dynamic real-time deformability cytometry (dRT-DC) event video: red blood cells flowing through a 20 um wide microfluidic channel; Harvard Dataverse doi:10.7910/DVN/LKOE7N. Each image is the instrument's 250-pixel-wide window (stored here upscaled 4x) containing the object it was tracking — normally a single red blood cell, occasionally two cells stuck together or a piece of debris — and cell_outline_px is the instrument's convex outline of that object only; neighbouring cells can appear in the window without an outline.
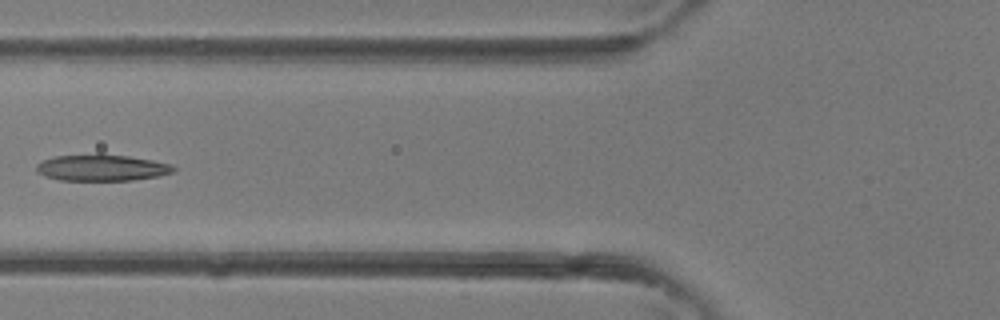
{"species": "common noctule bat (a hibernating species)", "species_latin": "Nyctalus noctula", "temperature_condition": "room temperature", "stored_images_in_passage": 5, "camera_frame_rate_fps": 3000, "um_per_image_px": 0.085, "animal": {"sex": "female"}, "frame": {"image": 1, "passage_image": 5, "time_ms": 1.333, "image_size_px": [1000, 320], "cell_outline_px": [[176, 168], [172, 172], [160, 176], [132, 180], [60, 180], [44, 176], [36, 172], [36, 164], [44, 160], [56, 156], [96, 152], [100, 152], [128, 156], [152, 160], [172, 164]], "centroid_in_image_um": [8.63, 14.23], "position_along_channel_um": 117.2, "area_um2": 21.56}}